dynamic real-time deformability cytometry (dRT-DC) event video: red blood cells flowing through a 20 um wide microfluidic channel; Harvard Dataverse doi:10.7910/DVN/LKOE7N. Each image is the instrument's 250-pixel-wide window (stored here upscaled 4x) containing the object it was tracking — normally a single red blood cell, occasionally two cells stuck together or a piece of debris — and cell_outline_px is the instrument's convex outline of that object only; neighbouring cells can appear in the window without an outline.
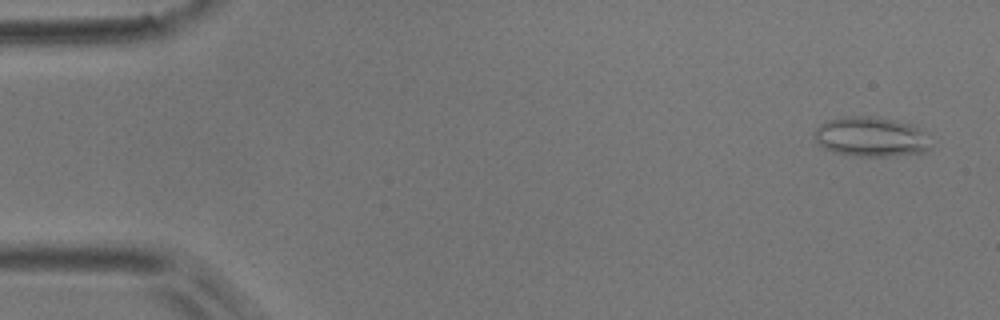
{"species": "common noctule bat (a hibernating species)", "species_latin": "Nyctalus noctula", "temperature_condition": "room temperature", "stored_images_in_passage": 5, "camera_frame_rate_fps": 3000, "um_per_image_px": 0.085, "animal": {"sex": "male", "body_mass_g": 17.9}, "frame": {"image": 1, "passage_image": 1, "time_ms": 0.0, "image_size_px": [1000, 320], "cell_outline_px": [[928, 148], [924, 152], [888, 156], [860, 156], [836, 152], [824, 148], [816, 144], [816, 128], [820, 124], [828, 120], [844, 116], [868, 116], [892, 120], [912, 124], [920, 128]], "centroid_in_image_um": [73.96, 11.62], "position_along_channel_um": 11.0, "area_um2": 26.3}}